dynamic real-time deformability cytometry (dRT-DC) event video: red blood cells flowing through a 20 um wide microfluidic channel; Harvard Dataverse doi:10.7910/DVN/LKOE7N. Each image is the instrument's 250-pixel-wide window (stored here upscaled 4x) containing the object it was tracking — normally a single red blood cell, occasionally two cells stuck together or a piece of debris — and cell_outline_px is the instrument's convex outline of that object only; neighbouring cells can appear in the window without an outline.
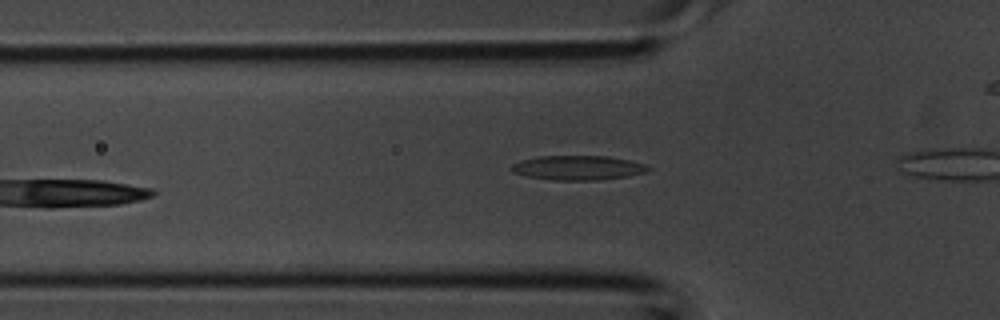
{"species": "common noctule bat (a hibernating species)", "species_latin": "Nyctalus noctula", "temperature_condition": "room temperature", "stored_images_in_passage": 6, "segment_of_instrument_passage": [1, 2], "camera_frame_rate_fps": 3000, "um_per_image_px": 0.085, "animal": {"sex": "male", "body_mass_g": 20.1, "forearm_length_mm": 53.5}, "frame": {"image": 1, "passage_image": 3, "time_ms": 0.667, "image_size_px": [1000, 320], "cell_outline_px": [[652, 168], [648, 172], [628, 176], [596, 180], [552, 180], [528, 176], [512, 172], [512, 164], [520, 160], [536, 156], [608, 156], [628, 160], [644, 164]], "centroid_in_image_um": [49.13, 14.26], "position_along_channel_um": 76.7, "area_um2": 19.48}}
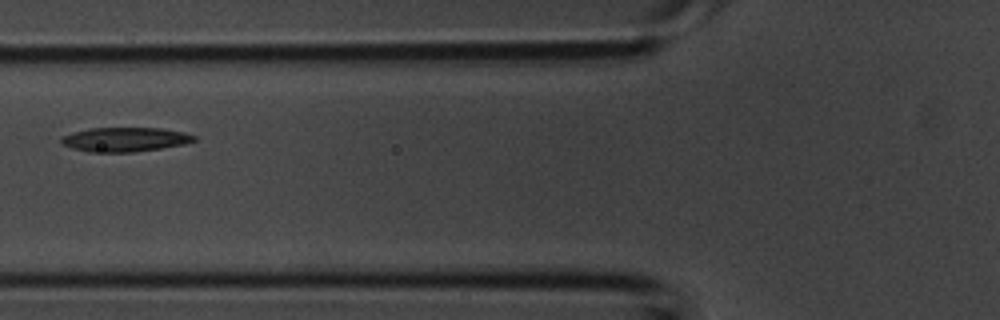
{"frame": {"image": 2, "passage_image": 5, "time_ms": 1.333, "image_size_px": [1000, 320], "cell_outline_px": [[196, 140], [184, 144], [160, 148], [132, 152], [88, 152], [72, 148], [64, 144], [60, 140], [60, 136], [72, 132], [88, 128], [160, 128], [184, 132], [196, 136]], "centroid_in_image_um": [10.59, 11.85], "position_along_channel_um": 115.2, "area_um2": 18.79}}